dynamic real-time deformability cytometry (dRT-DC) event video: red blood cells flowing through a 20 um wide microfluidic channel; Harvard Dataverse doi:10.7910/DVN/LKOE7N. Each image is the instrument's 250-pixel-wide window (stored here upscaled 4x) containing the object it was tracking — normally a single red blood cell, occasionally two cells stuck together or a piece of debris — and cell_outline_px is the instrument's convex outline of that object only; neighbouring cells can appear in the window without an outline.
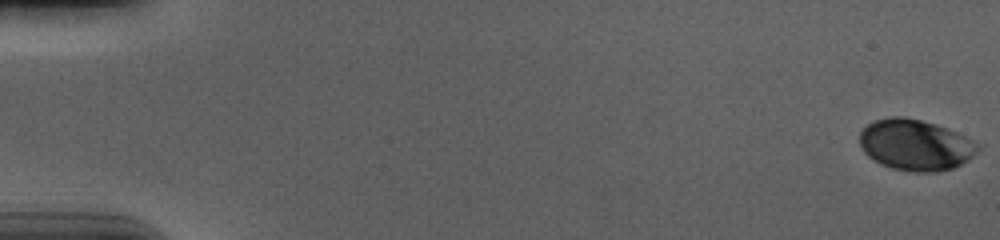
{"species": "human", "species_latin": "Homo sapiens", "temperature_condition": "cold", "stored_images_in_passage": 57, "camera_frame_rate_fps": 3000, "um_per_image_px": 0.085, "donor": {"sex": "male"}, "frame": {"image": 1, "passage_image": 1, "time_ms": 0.0, "image_size_px": [1000, 240], "cell_outline_px": [[980, 148], [968, 160], [952, 168], [936, 172], [916, 172], [892, 168], [880, 164], [868, 156], [864, 152], [860, 144], [860, 132], [872, 120], [892, 116], [904, 116], [936, 124], [956, 132], [980, 144]], "centroid_in_image_um": [77.8, 12.31], "position_along_channel_um": 7.2, "area_um2": 35.08}}
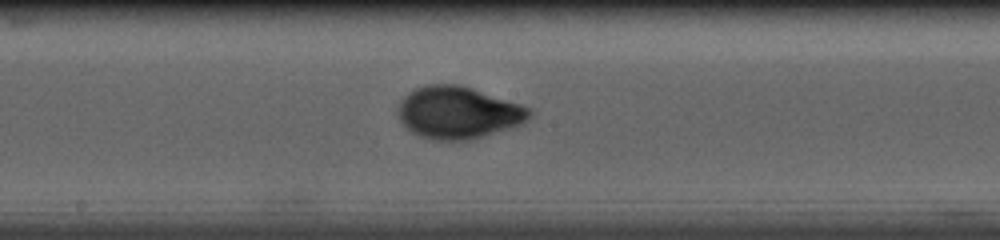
{"frame": {"image": 2, "passage_image": 32, "time_ms": 10.333, "image_size_px": [1000, 240], "cell_outline_px": [[532, 116], [528, 120], [512, 128], [468, 140], [428, 140], [412, 132], [400, 120], [396, 112], [400, 100], [408, 92], [416, 88], [428, 84], [460, 84], [532, 108]], "centroid_in_image_um": [38.94, 9.57], "position_along_channel_um": 209.3, "area_um2": 40.17}}
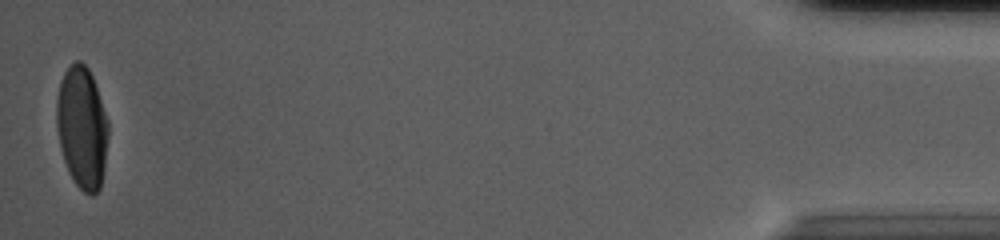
{"frame": {"image": 3, "passage_image": 57, "time_ms": 18.667, "image_size_px": [1000, 240], "cell_outline_px": [[108, 136], [104, 168], [100, 188], [92, 196], [84, 192], [72, 180], [68, 172], [60, 148], [56, 124], [56, 100], [60, 80], [64, 72], [76, 60], [80, 60], [88, 68], [92, 76], [108, 120]], "centroid_in_image_um": [6.96, 10.84], "position_along_channel_um": 428.2, "area_um2": 36.88}, "authors_computed_cell_mechanics": {"area_um2": 37.1654, "velocity_mm_per_s": 3.684, "shape_relaxation_time_tau1_ms": 4.3317, "shape_relaxation_time_tau2_ms": null, "deformation_change_tau1": 0.1669, "deformation_change_tau2": null}}